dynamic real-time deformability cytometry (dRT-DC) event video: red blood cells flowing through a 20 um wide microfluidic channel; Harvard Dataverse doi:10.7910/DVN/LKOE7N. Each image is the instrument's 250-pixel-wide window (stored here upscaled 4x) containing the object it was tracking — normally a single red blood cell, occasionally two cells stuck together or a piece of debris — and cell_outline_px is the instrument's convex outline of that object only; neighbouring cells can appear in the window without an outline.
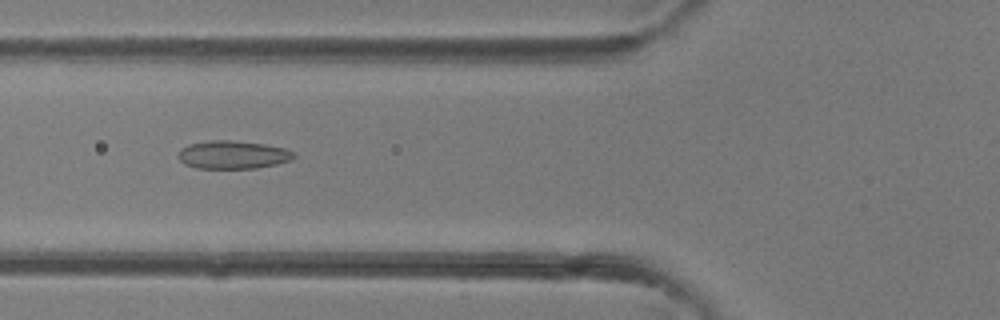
{"species": "common noctule bat (a hibernating species)", "species_latin": "Nyctalus noctula", "temperature_condition": "room temperature", "stored_images_in_passage": 41, "camera_frame_rate_fps": 3000, "um_per_image_px": 0.085, "animal": {"sex": "female"}, "frame": {"image": 1, "passage_image": 16, "time_ms": 5.0, "image_size_px": [1000, 320], "cell_outline_px": [[296, 156], [288, 160], [276, 164], [256, 168], [196, 168], [184, 164], [176, 156], [180, 148], [188, 144], [208, 140], [232, 140], [264, 144], [284, 148], [292, 152]], "centroid_in_image_um": [19.71, 13.14], "position_along_channel_um": 106.1, "area_um2": 18.96}}
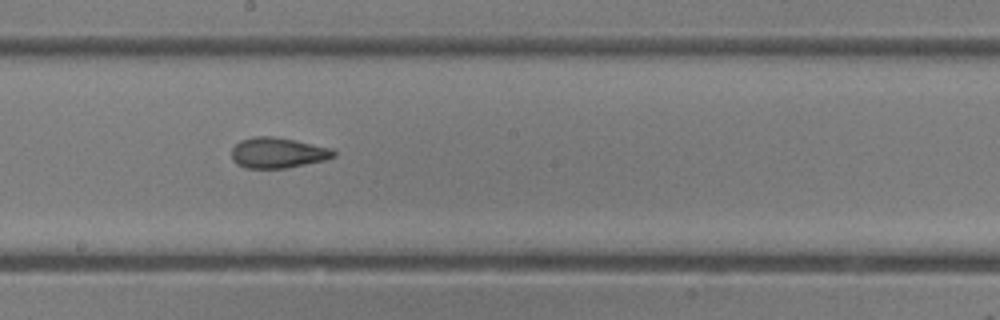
{"frame": {"image": 2, "passage_image": 23, "time_ms": 7.333, "image_size_px": [1000, 320], "cell_outline_px": [[336, 156], [324, 160], [284, 168], [244, 168], [236, 164], [232, 160], [232, 148], [240, 140], [252, 136], [272, 136], [332, 148], [336, 152]], "centroid_in_image_um": [23.57, 12.99], "position_along_channel_um": 224.6, "area_um2": 18.09}}
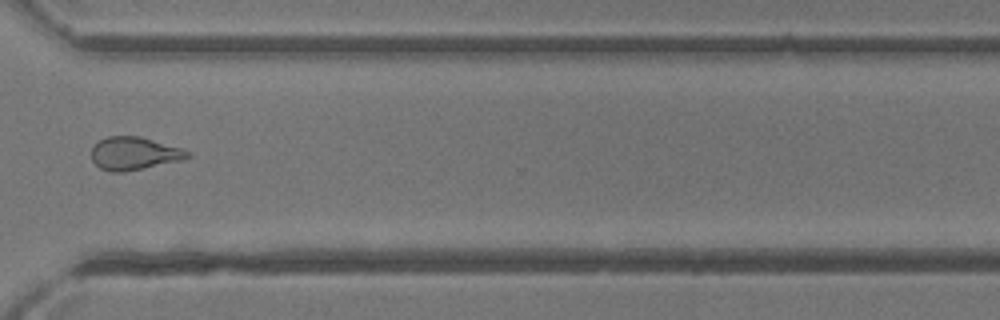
{"frame": {"image": 3, "passage_image": 31, "time_ms": 10.0, "image_size_px": [1000, 320], "cell_outline_px": [[192, 156], [184, 160], [124, 172], [112, 172], [100, 168], [92, 160], [92, 148], [100, 140], [108, 136], [140, 136], [180, 148], [192, 152]], "centroid_in_image_um": [11.44, 13.05], "position_along_channel_um": 359.2, "area_um2": 18.44}}